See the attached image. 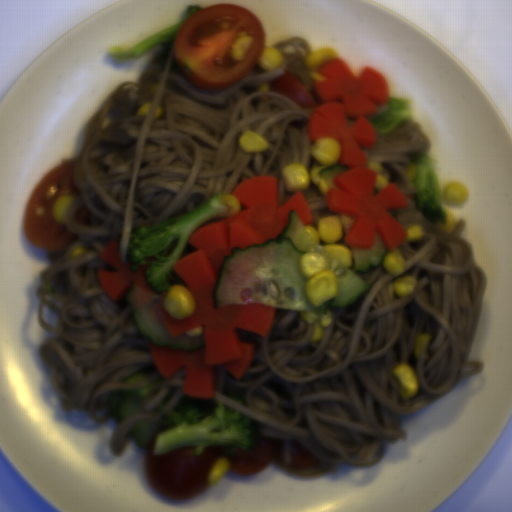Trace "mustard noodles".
Returning <instances> with one entry per match:
<instances>
[{
    "mask_svg": "<svg viewBox=\"0 0 512 512\" xmlns=\"http://www.w3.org/2000/svg\"><path fill=\"white\" fill-rule=\"evenodd\" d=\"M347 233H348V232H347ZM347 233H344V236L341 238V240H340L338 243H339V244H342V245H344V246H346V247H348V248L350 249V246H351V245H348V244H347V242L345 241V238H346Z\"/></svg>",
    "mask_w": 512,
    "mask_h": 512,
    "instance_id": "obj_4",
    "label": "mustard noodles"
},
{
    "mask_svg": "<svg viewBox=\"0 0 512 512\" xmlns=\"http://www.w3.org/2000/svg\"><path fill=\"white\" fill-rule=\"evenodd\" d=\"M179 31L158 44L146 71L137 80L120 83L99 112L88 120L74 179L80 195L65 212V223L76 238L61 249H45L50 266L36 292V319L52 335L38 350L49 370L63 412H86L99 425L109 422L111 390H136L153 382L140 411L119 421L110 452L121 456L134 421L160 422L178 402L204 413L217 402L254 419L258 435L284 441V462L272 465L292 478L310 479L333 473L340 464L369 468L383 459L387 444L406 437L404 414L428 407L452 392L467 376L481 373L484 362L469 353L486 289L487 277L475 262L469 242L461 237L463 218L453 232L439 230L415 202L412 178L417 157L430 142L412 118L389 134L374 128L377 142L363 147L368 160L380 163L388 185L397 184L406 207L388 212L406 230L421 226L424 235L397 247L405 268L392 275L384 264L357 273L367 291L351 306L333 308L332 322L311 341L314 327L303 311L274 307L265 336L236 327L240 341L253 346V359L240 379L213 365V397L193 399L182 393L185 368L163 377L156 369L151 342L140 334L127 293L114 300L102 288L99 271L118 268L101 260L115 242L128 261L131 232L153 227L202 206L217 194H231L248 178L276 177L278 205L296 192L308 200L317 229L321 219L336 216L311 180L308 188L287 191L282 171L289 163L312 170L308 125L321 100L305 66L312 51L302 37L278 41L282 64L265 70L259 64L244 78L223 89L194 86L176 58ZM296 76L318 106L301 109L281 93L256 92L285 71ZM153 102L149 116H137L142 104ZM163 114L154 118L157 106ZM261 134L270 148L247 153L238 140L245 131ZM87 206L84 226L74 214ZM87 251L70 258L74 247ZM411 276L417 286L398 296L392 285ZM43 305L57 312L58 327L41 319ZM431 336L428 359L414 358L415 337ZM410 366L419 383L413 398L403 399L392 369ZM149 370L140 382L119 378ZM243 396L244 404L226 397ZM299 442L319 461L306 470L292 468L289 443Z\"/></svg>",
    "mask_w": 512,
    "mask_h": 512,
    "instance_id": "obj_1",
    "label": "mustard noodles"
},
{
    "mask_svg": "<svg viewBox=\"0 0 512 512\" xmlns=\"http://www.w3.org/2000/svg\"><path fill=\"white\" fill-rule=\"evenodd\" d=\"M196 249L194 246L186 243L183 253L179 258L195 253Z\"/></svg>",
    "mask_w": 512,
    "mask_h": 512,
    "instance_id": "obj_2",
    "label": "mustard noodles"
},
{
    "mask_svg": "<svg viewBox=\"0 0 512 512\" xmlns=\"http://www.w3.org/2000/svg\"><path fill=\"white\" fill-rule=\"evenodd\" d=\"M172 272H173V275L175 277L174 284H180V285H182V286H184L185 288L188 289V286H187L186 282L175 272L174 268L172 269Z\"/></svg>",
    "mask_w": 512,
    "mask_h": 512,
    "instance_id": "obj_3",
    "label": "mustard noodles"
}]
</instances>
